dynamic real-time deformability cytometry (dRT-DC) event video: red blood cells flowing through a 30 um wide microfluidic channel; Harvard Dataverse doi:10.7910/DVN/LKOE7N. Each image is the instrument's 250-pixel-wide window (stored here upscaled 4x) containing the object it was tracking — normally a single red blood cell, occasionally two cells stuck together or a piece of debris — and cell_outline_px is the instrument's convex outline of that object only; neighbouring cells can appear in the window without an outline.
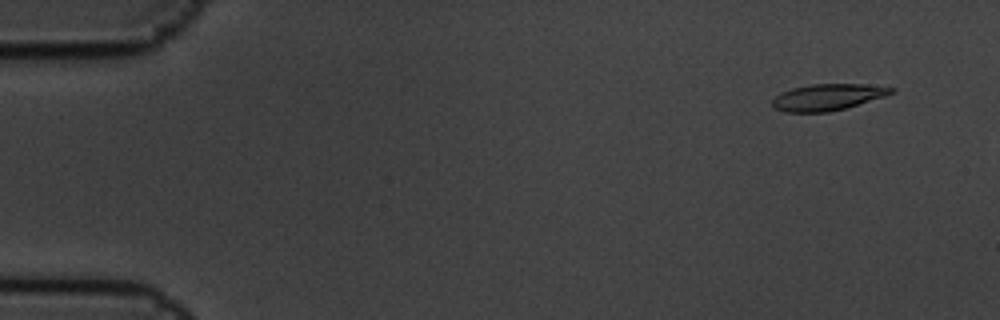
{"species": "common noctule bat (a hibernating species)", "species_latin": "Nyctalus noctula", "temperature_condition": "cold", "stored_images_in_passage": 3, "camera_frame_rate_fps": 3000, "um_per_image_px": 0.085, "animal": {"sex": "male", "body_mass_g": 19.5, "forearm_length_mm": 54.6}, "frame": {"image": 1, "passage_image": 2, "time_ms": 0.333, "image_size_px": [1000, 320], "cell_outline_px": [[896, 92], [884, 96], [844, 108], [828, 112], [784, 112], [772, 108], [772, 100], [776, 96], [792, 88], [812, 84], [864, 84], [896, 88]], "centroid_in_image_um": [70.33, 8.26], "position_along_channel_um": 14.7, "area_um2": 18.15}}